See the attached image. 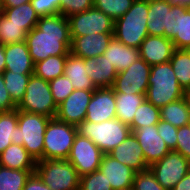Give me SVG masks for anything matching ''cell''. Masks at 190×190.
Returning <instances> with one entry per match:
<instances>
[{
    "instance_id": "cell-48",
    "label": "cell",
    "mask_w": 190,
    "mask_h": 190,
    "mask_svg": "<svg viewBox=\"0 0 190 190\" xmlns=\"http://www.w3.org/2000/svg\"><path fill=\"white\" fill-rule=\"evenodd\" d=\"M172 190H190V170L188 173L172 188Z\"/></svg>"
},
{
    "instance_id": "cell-42",
    "label": "cell",
    "mask_w": 190,
    "mask_h": 190,
    "mask_svg": "<svg viewBox=\"0 0 190 190\" xmlns=\"http://www.w3.org/2000/svg\"><path fill=\"white\" fill-rule=\"evenodd\" d=\"M156 125H157L158 134L165 141L170 151H174L176 149V144H177L178 128L174 127L172 124L162 119H160V121Z\"/></svg>"
},
{
    "instance_id": "cell-53",
    "label": "cell",
    "mask_w": 190,
    "mask_h": 190,
    "mask_svg": "<svg viewBox=\"0 0 190 190\" xmlns=\"http://www.w3.org/2000/svg\"><path fill=\"white\" fill-rule=\"evenodd\" d=\"M3 7H2V0H0V14H2Z\"/></svg>"
},
{
    "instance_id": "cell-32",
    "label": "cell",
    "mask_w": 190,
    "mask_h": 190,
    "mask_svg": "<svg viewBox=\"0 0 190 190\" xmlns=\"http://www.w3.org/2000/svg\"><path fill=\"white\" fill-rule=\"evenodd\" d=\"M172 42L175 49L190 48V7L178 5L177 34Z\"/></svg>"
},
{
    "instance_id": "cell-12",
    "label": "cell",
    "mask_w": 190,
    "mask_h": 190,
    "mask_svg": "<svg viewBox=\"0 0 190 190\" xmlns=\"http://www.w3.org/2000/svg\"><path fill=\"white\" fill-rule=\"evenodd\" d=\"M150 70L151 66L140 58L117 74L112 88L115 93L146 94Z\"/></svg>"
},
{
    "instance_id": "cell-22",
    "label": "cell",
    "mask_w": 190,
    "mask_h": 190,
    "mask_svg": "<svg viewBox=\"0 0 190 190\" xmlns=\"http://www.w3.org/2000/svg\"><path fill=\"white\" fill-rule=\"evenodd\" d=\"M102 55L107 58L110 64H113L118 73L126 70L132 63L140 59L138 48L126 46L114 36Z\"/></svg>"
},
{
    "instance_id": "cell-49",
    "label": "cell",
    "mask_w": 190,
    "mask_h": 190,
    "mask_svg": "<svg viewBox=\"0 0 190 190\" xmlns=\"http://www.w3.org/2000/svg\"><path fill=\"white\" fill-rule=\"evenodd\" d=\"M30 0H2V7L3 8H12L17 7L22 4L29 3Z\"/></svg>"
},
{
    "instance_id": "cell-47",
    "label": "cell",
    "mask_w": 190,
    "mask_h": 190,
    "mask_svg": "<svg viewBox=\"0 0 190 190\" xmlns=\"http://www.w3.org/2000/svg\"><path fill=\"white\" fill-rule=\"evenodd\" d=\"M23 190H51L36 174L33 173L26 180Z\"/></svg>"
},
{
    "instance_id": "cell-33",
    "label": "cell",
    "mask_w": 190,
    "mask_h": 190,
    "mask_svg": "<svg viewBox=\"0 0 190 190\" xmlns=\"http://www.w3.org/2000/svg\"><path fill=\"white\" fill-rule=\"evenodd\" d=\"M18 125V110L0 113V154L15 144V128Z\"/></svg>"
},
{
    "instance_id": "cell-40",
    "label": "cell",
    "mask_w": 190,
    "mask_h": 190,
    "mask_svg": "<svg viewBox=\"0 0 190 190\" xmlns=\"http://www.w3.org/2000/svg\"><path fill=\"white\" fill-rule=\"evenodd\" d=\"M133 190H166L157 181L155 175L150 169L142 172H136L133 180Z\"/></svg>"
},
{
    "instance_id": "cell-38",
    "label": "cell",
    "mask_w": 190,
    "mask_h": 190,
    "mask_svg": "<svg viewBox=\"0 0 190 190\" xmlns=\"http://www.w3.org/2000/svg\"><path fill=\"white\" fill-rule=\"evenodd\" d=\"M49 86L53 100L57 106L75 90L71 81L65 75L50 80Z\"/></svg>"
},
{
    "instance_id": "cell-10",
    "label": "cell",
    "mask_w": 190,
    "mask_h": 190,
    "mask_svg": "<svg viewBox=\"0 0 190 190\" xmlns=\"http://www.w3.org/2000/svg\"><path fill=\"white\" fill-rule=\"evenodd\" d=\"M103 155L104 153L92 140L77 134L67 160L73 165L81 177L98 170Z\"/></svg>"
},
{
    "instance_id": "cell-31",
    "label": "cell",
    "mask_w": 190,
    "mask_h": 190,
    "mask_svg": "<svg viewBox=\"0 0 190 190\" xmlns=\"http://www.w3.org/2000/svg\"><path fill=\"white\" fill-rule=\"evenodd\" d=\"M35 170L9 169L0 165V190H23Z\"/></svg>"
},
{
    "instance_id": "cell-5",
    "label": "cell",
    "mask_w": 190,
    "mask_h": 190,
    "mask_svg": "<svg viewBox=\"0 0 190 190\" xmlns=\"http://www.w3.org/2000/svg\"><path fill=\"white\" fill-rule=\"evenodd\" d=\"M77 133L92 140L104 154H108L129 136L131 129L117 118L101 123L84 120L77 126Z\"/></svg>"
},
{
    "instance_id": "cell-19",
    "label": "cell",
    "mask_w": 190,
    "mask_h": 190,
    "mask_svg": "<svg viewBox=\"0 0 190 190\" xmlns=\"http://www.w3.org/2000/svg\"><path fill=\"white\" fill-rule=\"evenodd\" d=\"M99 170L110 182L113 190L132 188L136 171L117 161L109 154L103 155Z\"/></svg>"
},
{
    "instance_id": "cell-21",
    "label": "cell",
    "mask_w": 190,
    "mask_h": 190,
    "mask_svg": "<svg viewBox=\"0 0 190 190\" xmlns=\"http://www.w3.org/2000/svg\"><path fill=\"white\" fill-rule=\"evenodd\" d=\"M85 70L97 88L112 87L118 74L103 55L85 59Z\"/></svg>"
},
{
    "instance_id": "cell-35",
    "label": "cell",
    "mask_w": 190,
    "mask_h": 190,
    "mask_svg": "<svg viewBox=\"0 0 190 190\" xmlns=\"http://www.w3.org/2000/svg\"><path fill=\"white\" fill-rule=\"evenodd\" d=\"M159 121L160 108L145 99L137 108L130 129L132 132L142 126L156 125Z\"/></svg>"
},
{
    "instance_id": "cell-2",
    "label": "cell",
    "mask_w": 190,
    "mask_h": 190,
    "mask_svg": "<svg viewBox=\"0 0 190 190\" xmlns=\"http://www.w3.org/2000/svg\"><path fill=\"white\" fill-rule=\"evenodd\" d=\"M145 98L155 107L163 106L185 97V90L179 85L171 63L151 66Z\"/></svg>"
},
{
    "instance_id": "cell-36",
    "label": "cell",
    "mask_w": 190,
    "mask_h": 190,
    "mask_svg": "<svg viewBox=\"0 0 190 190\" xmlns=\"http://www.w3.org/2000/svg\"><path fill=\"white\" fill-rule=\"evenodd\" d=\"M27 34L28 31L23 26L11 23V20L0 14V44L23 42Z\"/></svg>"
},
{
    "instance_id": "cell-25",
    "label": "cell",
    "mask_w": 190,
    "mask_h": 190,
    "mask_svg": "<svg viewBox=\"0 0 190 190\" xmlns=\"http://www.w3.org/2000/svg\"><path fill=\"white\" fill-rule=\"evenodd\" d=\"M0 165L9 169L35 170L36 161L23 145L11 143L0 154Z\"/></svg>"
},
{
    "instance_id": "cell-16",
    "label": "cell",
    "mask_w": 190,
    "mask_h": 190,
    "mask_svg": "<svg viewBox=\"0 0 190 190\" xmlns=\"http://www.w3.org/2000/svg\"><path fill=\"white\" fill-rule=\"evenodd\" d=\"M113 33H92L71 36L70 53L83 59L98 57L107 49Z\"/></svg>"
},
{
    "instance_id": "cell-18",
    "label": "cell",
    "mask_w": 190,
    "mask_h": 190,
    "mask_svg": "<svg viewBox=\"0 0 190 190\" xmlns=\"http://www.w3.org/2000/svg\"><path fill=\"white\" fill-rule=\"evenodd\" d=\"M108 154L136 172L149 169L145 161L143 150L132 132L121 144Z\"/></svg>"
},
{
    "instance_id": "cell-4",
    "label": "cell",
    "mask_w": 190,
    "mask_h": 190,
    "mask_svg": "<svg viewBox=\"0 0 190 190\" xmlns=\"http://www.w3.org/2000/svg\"><path fill=\"white\" fill-rule=\"evenodd\" d=\"M51 118L18 110L15 144L23 145L35 161L43 160L44 134Z\"/></svg>"
},
{
    "instance_id": "cell-54",
    "label": "cell",
    "mask_w": 190,
    "mask_h": 190,
    "mask_svg": "<svg viewBox=\"0 0 190 190\" xmlns=\"http://www.w3.org/2000/svg\"><path fill=\"white\" fill-rule=\"evenodd\" d=\"M117 190H133L132 188H124V189H117Z\"/></svg>"
},
{
    "instance_id": "cell-39",
    "label": "cell",
    "mask_w": 190,
    "mask_h": 190,
    "mask_svg": "<svg viewBox=\"0 0 190 190\" xmlns=\"http://www.w3.org/2000/svg\"><path fill=\"white\" fill-rule=\"evenodd\" d=\"M79 190H113L110 182L98 169L80 177Z\"/></svg>"
},
{
    "instance_id": "cell-3",
    "label": "cell",
    "mask_w": 190,
    "mask_h": 190,
    "mask_svg": "<svg viewBox=\"0 0 190 190\" xmlns=\"http://www.w3.org/2000/svg\"><path fill=\"white\" fill-rule=\"evenodd\" d=\"M149 0H135L131 8L114 21L113 36L129 47L138 48L148 36Z\"/></svg>"
},
{
    "instance_id": "cell-9",
    "label": "cell",
    "mask_w": 190,
    "mask_h": 190,
    "mask_svg": "<svg viewBox=\"0 0 190 190\" xmlns=\"http://www.w3.org/2000/svg\"><path fill=\"white\" fill-rule=\"evenodd\" d=\"M149 169L164 189L172 190L190 170V161L180 153L170 151Z\"/></svg>"
},
{
    "instance_id": "cell-43",
    "label": "cell",
    "mask_w": 190,
    "mask_h": 190,
    "mask_svg": "<svg viewBox=\"0 0 190 190\" xmlns=\"http://www.w3.org/2000/svg\"><path fill=\"white\" fill-rule=\"evenodd\" d=\"M39 17L60 14L61 0H30Z\"/></svg>"
},
{
    "instance_id": "cell-50",
    "label": "cell",
    "mask_w": 190,
    "mask_h": 190,
    "mask_svg": "<svg viewBox=\"0 0 190 190\" xmlns=\"http://www.w3.org/2000/svg\"><path fill=\"white\" fill-rule=\"evenodd\" d=\"M5 68V45L0 44V74H2L5 71Z\"/></svg>"
},
{
    "instance_id": "cell-8",
    "label": "cell",
    "mask_w": 190,
    "mask_h": 190,
    "mask_svg": "<svg viewBox=\"0 0 190 190\" xmlns=\"http://www.w3.org/2000/svg\"><path fill=\"white\" fill-rule=\"evenodd\" d=\"M16 109L55 118L58 106L53 100L49 81L31 75L23 99Z\"/></svg>"
},
{
    "instance_id": "cell-30",
    "label": "cell",
    "mask_w": 190,
    "mask_h": 190,
    "mask_svg": "<svg viewBox=\"0 0 190 190\" xmlns=\"http://www.w3.org/2000/svg\"><path fill=\"white\" fill-rule=\"evenodd\" d=\"M67 55L49 56L34 65V75L50 81L64 75Z\"/></svg>"
},
{
    "instance_id": "cell-6",
    "label": "cell",
    "mask_w": 190,
    "mask_h": 190,
    "mask_svg": "<svg viewBox=\"0 0 190 190\" xmlns=\"http://www.w3.org/2000/svg\"><path fill=\"white\" fill-rule=\"evenodd\" d=\"M35 173L51 190H79L80 176L67 159L36 161Z\"/></svg>"
},
{
    "instance_id": "cell-20",
    "label": "cell",
    "mask_w": 190,
    "mask_h": 190,
    "mask_svg": "<svg viewBox=\"0 0 190 190\" xmlns=\"http://www.w3.org/2000/svg\"><path fill=\"white\" fill-rule=\"evenodd\" d=\"M5 71L33 74L35 63L30 56L26 41L5 45Z\"/></svg>"
},
{
    "instance_id": "cell-14",
    "label": "cell",
    "mask_w": 190,
    "mask_h": 190,
    "mask_svg": "<svg viewBox=\"0 0 190 190\" xmlns=\"http://www.w3.org/2000/svg\"><path fill=\"white\" fill-rule=\"evenodd\" d=\"M116 118L115 91L112 87L97 88L87 106L85 121L101 123Z\"/></svg>"
},
{
    "instance_id": "cell-37",
    "label": "cell",
    "mask_w": 190,
    "mask_h": 190,
    "mask_svg": "<svg viewBox=\"0 0 190 190\" xmlns=\"http://www.w3.org/2000/svg\"><path fill=\"white\" fill-rule=\"evenodd\" d=\"M94 7L112 20H117L123 16L132 6L135 0H93Z\"/></svg>"
},
{
    "instance_id": "cell-46",
    "label": "cell",
    "mask_w": 190,
    "mask_h": 190,
    "mask_svg": "<svg viewBox=\"0 0 190 190\" xmlns=\"http://www.w3.org/2000/svg\"><path fill=\"white\" fill-rule=\"evenodd\" d=\"M178 23V5L172 4L170 11H168L167 28L164 30V37L173 39L177 34Z\"/></svg>"
},
{
    "instance_id": "cell-15",
    "label": "cell",
    "mask_w": 190,
    "mask_h": 190,
    "mask_svg": "<svg viewBox=\"0 0 190 190\" xmlns=\"http://www.w3.org/2000/svg\"><path fill=\"white\" fill-rule=\"evenodd\" d=\"M132 133L139 142L146 164L149 167L170 152L165 141L158 134L157 125L142 126L132 131Z\"/></svg>"
},
{
    "instance_id": "cell-28",
    "label": "cell",
    "mask_w": 190,
    "mask_h": 190,
    "mask_svg": "<svg viewBox=\"0 0 190 190\" xmlns=\"http://www.w3.org/2000/svg\"><path fill=\"white\" fill-rule=\"evenodd\" d=\"M2 14L11 20V23L23 26L28 32L37 26L40 18L30 2L17 7L3 8Z\"/></svg>"
},
{
    "instance_id": "cell-51",
    "label": "cell",
    "mask_w": 190,
    "mask_h": 190,
    "mask_svg": "<svg viewBox=\"0 0 190 190\" xmlns=\"http://www.w3.org/2000/svg\"><path fill=\"white\" fill-rule=\"evenodd\" d=\"M172 4L190 7V0H168Z\"/></svg>"
},
{
    "instance_id": "cell-7",
    "label": "cell",
    "mask_w": 190,
    "mask_h": 190,
    "mask_svg": "<svg viewBox=\"0 0 190 190\" xmlns=\"http://www.w3.org/2000/svg\"><path fill=\"white\" fill-rule=\"evenodd\" d=\"M77 126L51 118L44 134L43 160L68 159Z\"/></svg>"
},
{
    "instance_id": "cell-24",
    "label": "cell",
    "mask_w": 190,
    "mask_h": 190,
    "mask_svg": "<svg viewBox=\"0 0 190 190\" xmlns=\"http://www.w3.org/2000/svg\"><path fill=\"white\" fill-rule=\"evenodd\" d=\"M172 3L168 0H149L147 32L152 36H164L167 28L168 11Z\"/></svg>"
},
{
    "instance_id": "cell-45",
    "label": "cell",
    "mask_w": 190,
    "mask_h": 190,
    "mask_svg": "<svg viewBox=\"0 0 190 190\" xmlns=\"http://www.w3.org/2000/svg\"><path fill=\"white\" fill-rule=\"evenodd\" d=\"M17 105L11 99L8 90L5 88L4 77L0 74V113L16 110Z\"/></svg>"
},
{
    "instance_id": "cell-27",
    "label": "cell",
    "mask_w": 190,
    "mask_h": 190,
    "mask_svg": "<svg viewBox=\"0 0 190 190\" xmlns=\"http://www.w3.org/2000/svg\"><path fill=\"white\" fill-rule=\"evenodd\" d=\"M116 118L130 126L137 108L146 99L145 94L115 93Z\"/></svg>"
},
{
    "instance_id": "cell-41",
    "label": "cell",
    "mask_w": 190,
    "mask_h": 190,
    "mask_svg": "<svg viewBox=\"0 0 190 190\" xmlns=\"http://www.w3.org/2000/svg\"><path fill=\"white\" fill-rule=\"evenodd\" d=\"M94 7L93 0H61L60 14L69 17Z\"/></svg>"
},
{
    "instance_id": "cell-29",
    "label": "cell",
    "mask_w": 190,
    "mask_h": 190,
    "mask_svg": "<svg viewBox=\"0 0 190 190\" xmlns=\"http://www.w3.org/2000/svg\"><path fill=\"white\" fill-rule=\"evenodd\" d=\"M179 85L190 90V52L187 49H175L170 59Z\"/></svg>"
},
{
    "instance_id": "cell-44",
    "label": "cell",
    "mask_w": 190,
    "mask_h": 190,
    "mask_svg": "<svg viewBox=\"0 0 190 190\" xmlns=\"http://www.w3.org/2000/svg\"><path fill=\"white\" fill-rule=\"evenodd\" d=\"M174 151L190 161V124L178 128L177 144Z\"/></svg>"
},
{
    "instance_id": "cell-52",
    "label": "cell",
    "mask_w": 190,
    "mask_h": 190,
    "mask_svg": "<svg viewBox=\"0 0 190 190\" xmlns=\"http://www.w3.org/2000/svg\"><path fill=\"white\" fill-rule=\"evenodd\" d=\"M185 97L187 98L190 107V90L185 92Z\"/></svg>"
},
{
    "instance_id": "cell-13",
    "label": "cell",
    "mask_w": 190,
    "mask_h": 190,
    "mask_svg": "<svg viewBox=\"0 0 190 190\" xmlns=\"http://www.w3.org/2000/svg\"><path fill=\"white\" fill-rule=\"evenodd\" d=\"M93 96L91 90H74L58 105L56 118L67 124L78 126L86 118L87 106Z\"/></svg>"
},
{
    "instance_id": "cell-26",
    "label": "cell",
    "mask_w": 190,
    "mask_h": 190,
    "mask_svg": "<svg viewBox=\"0 0 190 190\" xmlns=\"http://www.w3.org/2000/svg\"><path fill=\"white\" fill-rule=\"evenodd\" d=\"M160 119L176 128L190 124V107L187 98L183 97L160 108Z\"/></svg>"
},
{
    "instance_id": "cell-34",
    "label": "cell",
    "mask_w": 190,
    "mask_h": 190,
    "mask_svg": "<svg viewBox=\"0 0 190 190\" xmlns=\"http://www.w3.org/2000/svg\"><path fill=\"white\" fill-rule=\"evenodd\" d=\"M2 75L4 77L5 88L8 90L13 102L18 105L23 99L28 81L33 74H20L4 71Z\"/></svg>"
},
{
    "instance_id": "cell-1",
    "label": "cell",
    "mask_w": 190,
    "mask_h": 190,
    "mask_svg": "<svg viewBox=\"0 0 190 190\" xmlns=\"http://www.w3.org/2000/svg\"><path fill=\"white\" fill-rule=\"evenodd\" d=\"M25 41L34 63L49 56L68 55L71 47L68 18L61 14L40 17Z\"/></svg>"
},
{
    "instance_id": "cell-17",
    "label": "cell",
    "mask_w": 190,
    "mask_h": 190,
    "mask_svg": "<svg viewBox=\"0 0 190 190\" xmlns=\"http://www.w3.org/2000/svg\"><path fill=\"white\" fill-rule=\"evenodd\" d=\"M175 48L171 39L148 35L139 47L140 58L150 66L169 62Z\"/></svg>"
},
{
    "instance_id": "cell-11",
    "label": "cell",
    "mask_w": 190,
    "mask_h": 190,
    "mask_svg": "<svg viewBox=\"0 0 190 190\" xmlns=\"http://www.w3.org/2000/svg\"><path fill=\"white\" fill-rule=\"evenodd\" d=\"M70 36L114 33V20L95 7L68 17Z\"/></svg>"
},
{
    "instance_id": "cell-23",
    "label": "cell",
    "mask_w": 190,
    "mask_h": 190,
    "mask_svg": "<svg viewBox=\"0 0 190 190\" xmlns=\"http://www.w3.org/2000/svg\"><path fill=\"white\" fill-rule=\"evenodd\" d=\"M64 75L69 78L74 89L91 90L97 89L85 70V59L69 53L66 58Z\"/></svg>"
}]
</instances>
